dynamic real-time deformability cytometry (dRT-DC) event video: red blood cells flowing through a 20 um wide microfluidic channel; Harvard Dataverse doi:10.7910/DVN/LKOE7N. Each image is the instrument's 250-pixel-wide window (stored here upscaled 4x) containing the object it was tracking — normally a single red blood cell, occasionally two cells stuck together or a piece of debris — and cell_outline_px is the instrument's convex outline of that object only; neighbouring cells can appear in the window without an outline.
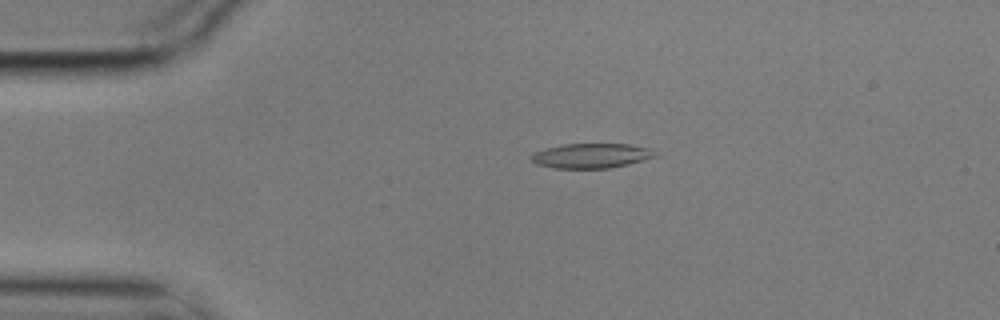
{"species": "common noctule bat (a hibernating species)", "species_latin": "Nyctalus noctula", "temperature_condition": "cold", "stored_images_in_passage": 8, "camera_frame_rate_fps": 3000, "um_per_image_px": 0.085, "animal": {"sex": "male", "body_mass_g": 17.9}, "frame": {"image": 1, "passage_image": 3, "time_ms": 0.667, "image_size_px": [1000, 320], "cell_outline_px": [[656, 156], [644, 160], [628, 164], [608, 168], [552, 168], [536, 164], [528, 156], [536, 152], [548, 148], [564, 144], [632, 144], [652, 148]], "centroid_in_image_um": [50.27, 13.23], "position_along_channel_um": 34.7, "area_um2": 17.8}}
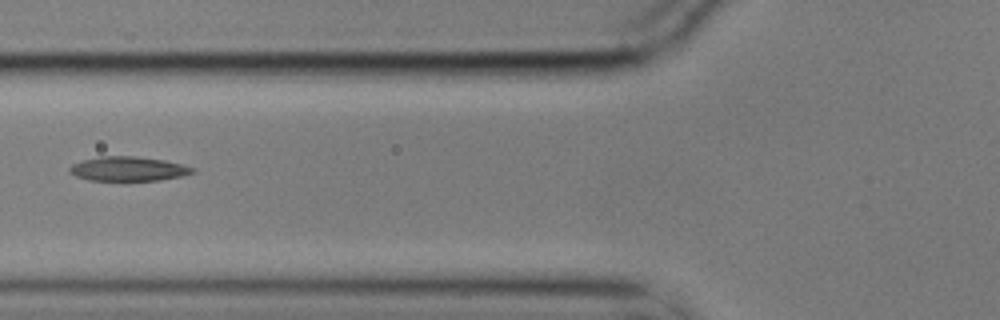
{"frame": {"image": 2, "passage_image": 6, "time_ms": 1.667, "image_size_px": [1000, 320], "cell_outline_px": [[196, 172], [180, 176], [160, 180], [88, 180], [76, 176], [68, 172], [68, 168], [72, 164], [84, 160], [100, 156], [136, 156], [164, 160], [196, 168]], "centroid_in_image_um": [10.89, 14.35], "position_along_channel_um": 114.9, "area_um2": 17.4}}
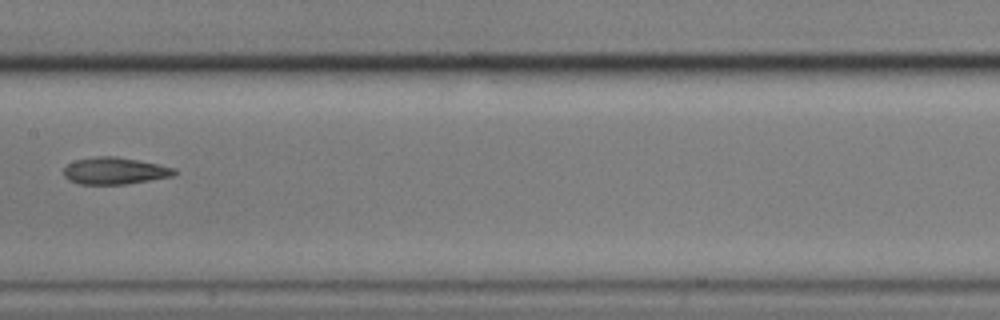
{"frame": {"image": 3, "passage_image": 8, "time_ms": 2.333, "image_size_px": [1000, 320], "cell_outline_px": [[176, 172], [172, 176], [124, 184], [80, 184], [68, 180], [64, 176], [64, 168], [68, 164], [76, 160], [96, 156], [116, 156], [176, 168]], "centroid_in_image_um": [9.71, 14.52], "position_along_channel_um": 197.7, "area_um2": 17.11}}